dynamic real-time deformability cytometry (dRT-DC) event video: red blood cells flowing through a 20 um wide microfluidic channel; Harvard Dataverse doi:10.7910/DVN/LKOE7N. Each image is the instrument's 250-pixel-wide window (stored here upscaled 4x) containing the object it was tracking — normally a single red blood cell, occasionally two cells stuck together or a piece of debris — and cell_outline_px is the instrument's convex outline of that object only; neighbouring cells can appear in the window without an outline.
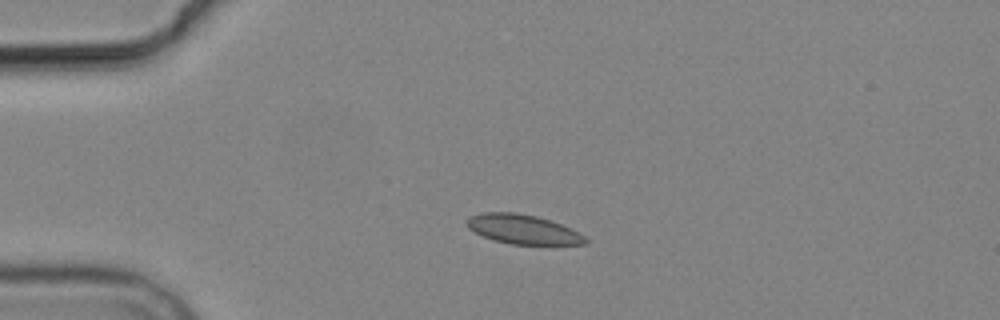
{"species": "common noctule bat (a hibernating species)", "species_latin": "Nyctalus noctula", "temperature_condition": "cold", "stored_images_in_passage": 5, "camera_frame_rate_fps": 3000, "um_per_image_px": 0.085, "animal": {"sex": "male", "body_mass_g": 19.2, "forearm_length_mm": 51.8}, "frame": {"image": 1, "passage_image": 3, "time_ms": 2.0, "image_size_px": [1000, 320], "cell_outline_px": [[588, 244], [512, 244], [496, 240], [484, 236], [468, 228], [464, 224], [464, 220], [468, 216], [484, 212], [512, 212], [536, 216], [560, 224], [584, 236], [588, 240]], "centroid_in_image_um": [44.38, 19.48], "position_along_channel_um": 40.6, "area_um2": 20.0}}
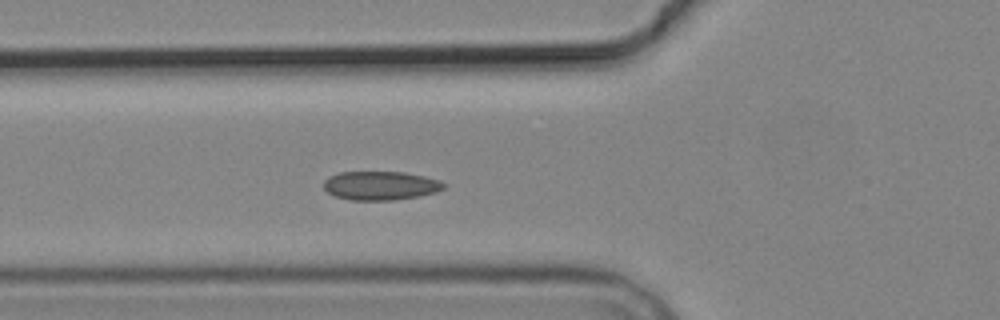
{"frame": {"image": 2, "passage_image": 5, "time_ms": 4.333, "image_size_px": [1000, 320], "cell_outline_px": [[448, 184], [444, 188], [436, 192], [420, 196], [396, 200], [352, 200], [336, 196], [328, 192], [324, 188], [324, 180], [328, 176], [340, 172], [404, 172], [424, 176], [440, 180]], "centroid_in_image_um": [32.38, 15.77], "position_along_channel_um": 93.4, "area_um2": 20.29}}